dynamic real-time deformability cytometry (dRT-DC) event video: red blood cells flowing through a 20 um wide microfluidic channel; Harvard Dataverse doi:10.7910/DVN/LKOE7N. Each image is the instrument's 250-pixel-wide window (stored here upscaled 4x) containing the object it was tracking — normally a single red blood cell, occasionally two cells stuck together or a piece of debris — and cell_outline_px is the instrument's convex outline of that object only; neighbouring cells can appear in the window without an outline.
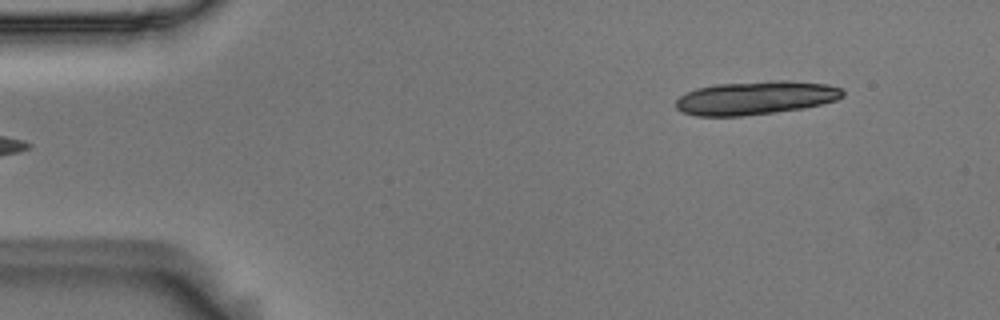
{"species": "Egyptian fruit bat (a non-hibernating species)", "species_latin": "Rousettus aegyptiacus", "temperature_condition": "room temperature", "stored_images_in_passage": 6, "camera_frame_rate_fps": 3000, "um_per_image_px": 0.085, "animal": {"sex": "male"}, "frame": {"image": 1, "passage_image": 6, "time_ms": 1.667, "image_size_px": [1000, 320], "cell_outline_px": [[844, 96], [836, 100], [804, 108], [740, 116], [696, 116], [680, 112], [676, 108], [676, 100], [680, 96], [696, 88], [716, 84], [772, 80], [788, 80], [828, 84], [840, 88], [844, 92]], "centroid_in_image_um": [64.22, 8.31], "position_along_channel_um": 20.8, "area_um2": 32.66}}